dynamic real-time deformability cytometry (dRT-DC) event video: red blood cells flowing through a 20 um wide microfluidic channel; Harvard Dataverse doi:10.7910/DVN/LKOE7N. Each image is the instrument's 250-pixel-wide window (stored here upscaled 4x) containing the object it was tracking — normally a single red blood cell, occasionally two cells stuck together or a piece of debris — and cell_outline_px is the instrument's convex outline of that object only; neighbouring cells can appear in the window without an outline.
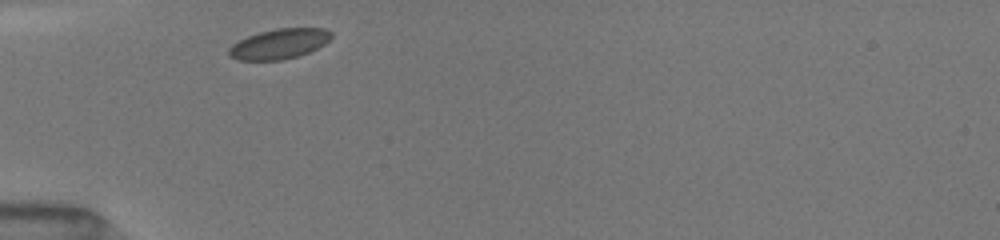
{"species": "common noctule bat (a hibernating species)", "species_latin": "Nyctalus noctula", "temperature_condition": "room temperature", "stored_images_in_passage": 2, "camera_frame_rate_fps": 3000, "um_per_image_px": 0.085, "animal": {"sex": "female", "body_mass_g": 19.5, "forearm_length_mm": 54.1}, "frame": {"image": 1, "passage_image": 1, "time_ms": 0.0, "image_size_px": [1000, 240], "cell_outline_px": [[332, 36], [324, 44], [308, 52], [296, 56], [280, 60], [236, 60], [228, 56], [228, 48], [232, 44], [248, 36], [260, 32], [276, 28], [324, 28], [332, 32]], "centroid_in_image_um": [23.7, 3.72], "position_along_channel_um": 61.3, "area_um2": 17.86}}